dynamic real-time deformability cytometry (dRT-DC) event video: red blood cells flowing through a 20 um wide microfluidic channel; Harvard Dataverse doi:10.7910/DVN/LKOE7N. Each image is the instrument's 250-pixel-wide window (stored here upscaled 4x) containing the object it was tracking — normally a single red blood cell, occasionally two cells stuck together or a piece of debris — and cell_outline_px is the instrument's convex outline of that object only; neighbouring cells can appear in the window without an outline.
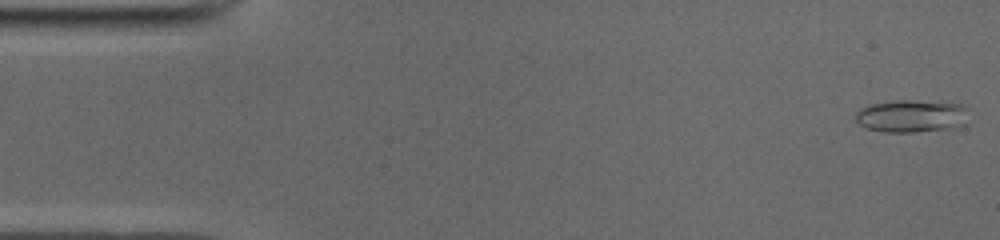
{"species": "common noctule bat (a hibernating species)", "species_latin": "Nyctalus noctula", "temperature_condition": "cold", "stored_images_in_passage": 50, "camera_frame_rate_fps": 3000, "um_per_image_px": 0.085, "animal": {"sex": "male", "body_mass_g": 19.0, "forearm_length_mm": 50.8}, "frame": {"image": 1, "passage_image": 1, "time_ms": 0.0, "image_size_px": [1000, 240], "cell_outline_px": [[968, 108], [964, 124], [948, 128], [912, 132], [884, 132], [868, 128], [860, 124], [856, 120], [856, 112], [860, 108], [872, 104], [900, 100], [908, 100], [960, 104]], "centroid_in_image_um": [77.45, 9.86], "position_along_channel_um": 7.5, "area_um2": 21.04}}
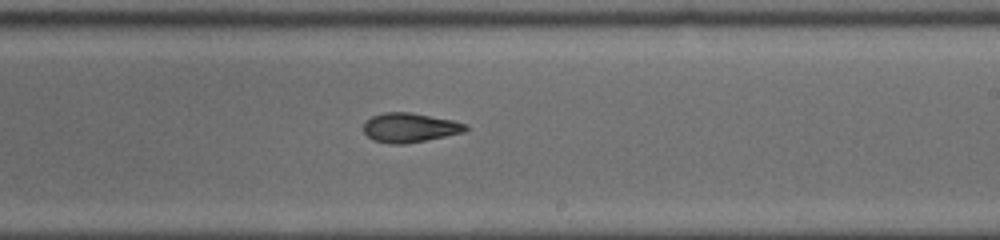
{"frame": {"image": 2, "passage_image": 29, "time_ms": 9.333, "image_size_px": [1000, 240], "cell_outline_px": [[468, 128], [464, 132], [404, 144], [388, 144], [372, 140], [364, 132], [364, 124], [372, 116], [384, 112], [412, 112], [452, 120], [468, 124]], "centroid_in_image_um": [34.82, 10.84], "position_along_channel_um": 254.2, "area_um2": 17.4}}
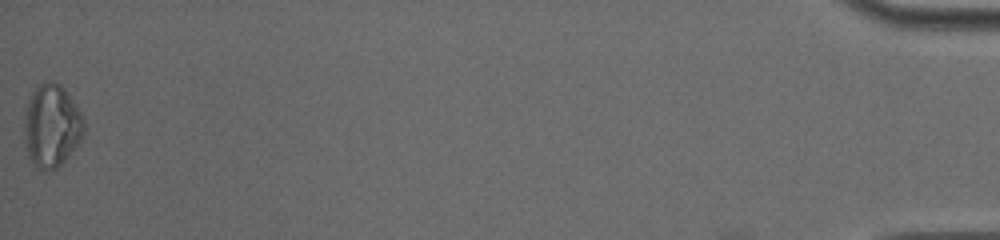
{"frame": {"image": 3, "passage_image": 50, "time_ms": 16.333, "image_size_px": [1000, 240], "cell_outline_px": [[84, 132], [80, 140], [68, 156], [56, 168], [48, 172], [40, 168], [28, 156], [24, 144], [24, 112], [28, 100], [32, 92], [44, 80], [52, 80], [60, 84], [64, 88], [80, 112], [84, 120]], "centroid_in_image_um": [4.36, 10.66], "position_along_channel_um": 430.8, "area_um2": 28.78}, "authors_computed_cell_mechanics": {"area_um2": 18.2648, "velocity_mm_per_s": 3.9727, "shape_relaxation_time_tau1_ms": null, "shape_relaxation_time_tau2_ms": 4.6716, "deformation_change_tau1": null, "deformation_change_tau2": 0.1195}}